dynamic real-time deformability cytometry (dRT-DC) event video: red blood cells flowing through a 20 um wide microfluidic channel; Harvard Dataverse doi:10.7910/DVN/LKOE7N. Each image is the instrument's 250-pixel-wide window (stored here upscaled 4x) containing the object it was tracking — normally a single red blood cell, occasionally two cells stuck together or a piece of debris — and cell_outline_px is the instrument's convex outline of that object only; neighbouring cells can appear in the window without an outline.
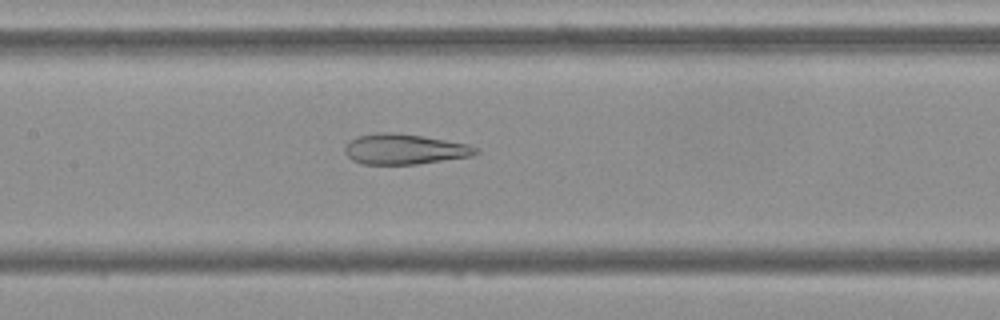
{"species": "Egyptian fruit bat (a non-hibernating species)", "species_latin": "Rousettus aegyptiacus", "temperature_condition": "cold", "stored_images_in_passage": 54, "camera_frame_rate_fps": 3000, "um_per_image_px": 0.085, "frame": {"image": 1, "passage_image": 25, "time_ms": 8.0, "image_size_px": [1000, 320], "cell_outline_px": [[480, 152], [472, 156], [416, 164], [364, 164], [352, 160], [344, 152], [344, 148], [348, 140], [360, 136], [376, 132], [396, 132], [468, 144], [480, 148]], "centroid_in_image_um": [34.38, 12.68], "position_along_channel_um": 173.0, "area_um2": 23.18}}
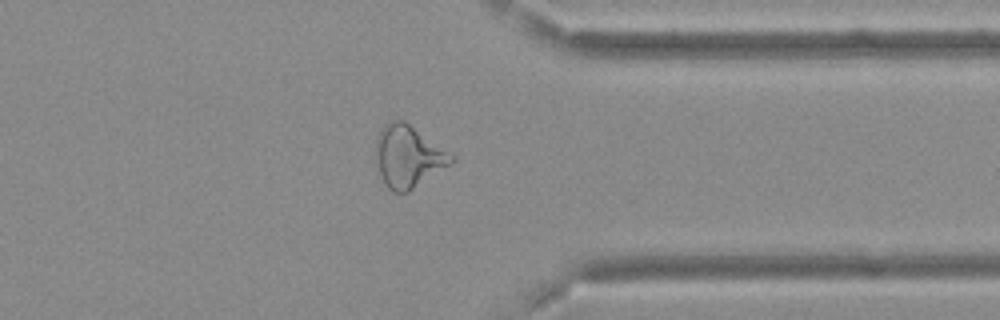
{"frame": {"image": 2, "passage_image": 42, "time_ms": 13.667, "image_size_px": [1000, 320], "cell_outline_px": [[456, 160], [452, 164], [408, 192], [392, 192], [388, 188], [380, 172], [376, 156], [376, 140], [380, 132], [388, 120], [404, 120], [456, 156]], "centroid_in_image_um": [34.74, 13.29], "position_along_channel_um": 376.7, "area_um2": 27.17}}
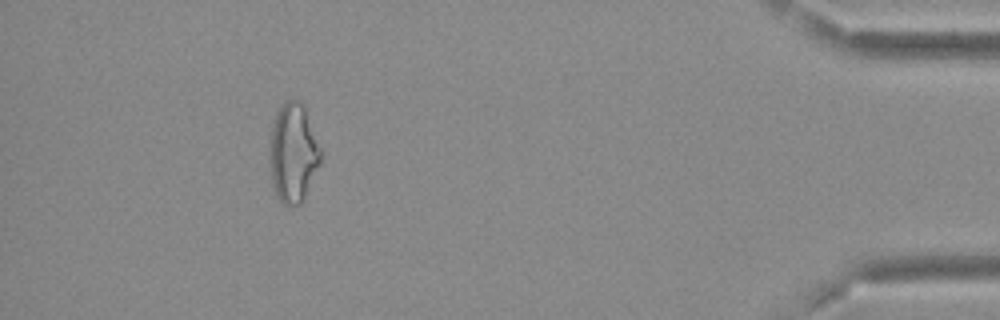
{"frame": {"image": 3, "passage_image": 49, "time_ms": 16.0, "image_size_px": [1000, 320], "cell_outline_px": [[320, 164], [304, 200], [300, 204], [284, 204], [276, 196], [272, 180], [268, 148], [272, 124], [276, 112], [280, 104], [288, 100], [300, 100], [304, 104], [320, 148]], "centroid_in_image_um": [24.9, 12.97], "position_along_channel_um": 410.3, "area_um2": 29.65}, "authors_computed_cell_mechanics": {"area_um2": 28.2353, "velocity_mm_per_s": 3.6968, "shape_relaxation_time_tau1_ms": null, "shape_relaxation_time_tau2_ms": 2.115, "deformation_change_tau1": null, "deformation_change_tau2": 0.1174}}